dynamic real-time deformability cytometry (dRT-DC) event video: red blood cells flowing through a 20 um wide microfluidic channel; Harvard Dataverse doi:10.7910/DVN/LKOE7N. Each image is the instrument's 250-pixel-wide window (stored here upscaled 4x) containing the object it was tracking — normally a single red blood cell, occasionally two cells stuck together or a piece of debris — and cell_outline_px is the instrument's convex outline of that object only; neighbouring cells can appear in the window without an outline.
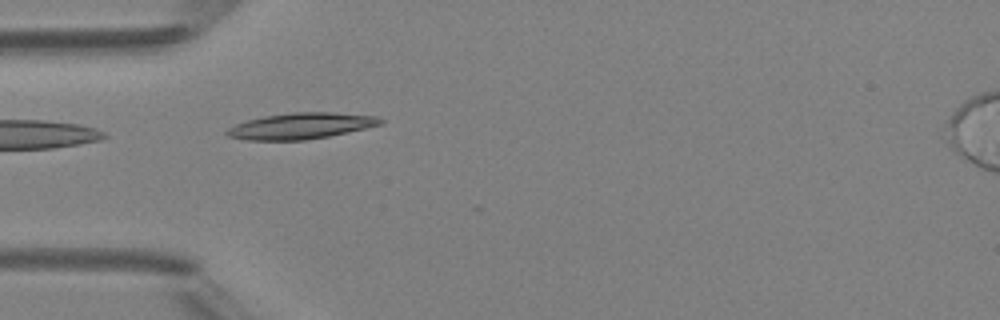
{"species": "Egyptian fruit bat (a non-hibernating species)", "species_latin": "Rousettus aegyptiacus", "temperature_condition": "room temperature", "stored_images_in_passage": 4, "camera_frame_rate_fps": 3000, "um_per_image_px": 0.085, "animal": {"sex": "female"}, "frame": {"image": 1, "passage_image": 4, "time_ms": 3.333, "image_size_px": [1000, 320], "cell_outline_px": [[384, 124], [348, 132], [328, 136], [304, 140], [248, 140], [228, 136], [224, 132], [228, 128], [236, 124], [248, 120], [264, 116], [292, 112], [336, 112], [376, 116], [384, 120]], "centroid_in_image_um": [25.61, 10.7], "position_along_channel_um": 59.4, "area_um2": 23.35}}